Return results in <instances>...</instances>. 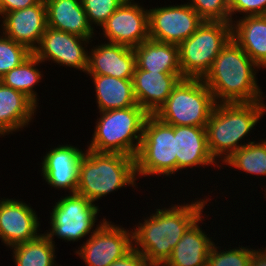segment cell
<instances>
[{"mask_svg":"<svg viewBox=\"0 0 266 266\" xmlns=\"http://www.w3.org/2000/svg\"><path fill=\"white\" fill-rule=\"evenodd\" d=\"M208 197L156 208L155 213L143 218L144 222L133 226V247L152 266H162L187 229L203 215L205 206L212 200Z\"/></svg>","mask_w":266,"mask_h":266,"instance_id":"6da1fadb","label":"cell"},{"mask_svg":"<svg viewBox=\"0 0 266 266\" xmlns=\"http://www.w3.org/2000/svg\"><path fill=\"white\" fill-rule=\"evenodd\" d=\"M258 70L260 67L231 39L202 80L216 103L264 101Z\"/></svg>","mask_w":266,"mask_h":266,"instance_id":"7a4b0ae2","label":"cell"},{"mask_svg":"<svg viewBox=\"0 0 266 266\" xmlns=\"http://www.w3.org/2000/svg\"><path fill=\"white\" fill-rule=\"evenodd\" d=\"M265 104L264 101L216 103L205 129L210 154L218 164L253 142L242 140L250 136L266 114Z\"/></svg>","mask_w":266,"mask_h":266,"instance_id":"3957f363","label":"cell"},{"mask_svg":"<svg viewBox=\"0 0 266 266\" xmlns=\"http://www.w3.org/2000/svg\"><path fill=\"white\" fill-rule=\"evenodd\" d=\"M136 180L134 157L86 149L79 165L76 194L97 204L103 196L123 187L138 188Z\"/></svg>","mask_w":266,"mask_h":266,"instance_id":"277c9868","label":"cell"},{"mask_svg":"<svg viewBox=\"0 0 266 266\" xmlns=\"http://www.w3.org/2000/svg\"><path fill=\"white\" fill-rule=\"evenodd\" d=\"M94 133L87 149L136 157L148 113L138 104L125 109L98 112Z\"/></svg>","mask_w":266,"mask_h":266,"instance_id":"5b68a950","label":"cell"},{"mask_svg":"<svg viewBox=\"0 0 266 266\" xmlns=\"http://www.w3.org/2000/svg\"><path fill=\"white\" fill-rule=\"evenodd\" d=\"M215 105L202 79L184 78L154 115L173 126L206 127Z\"/></svg>","mask_w":266,"mask_h":266,"instance_id":"8992f818","label":"cell"},{"mask_svg":"<svg viewBox=\"0 0 266 266\" xmlns=\"http://www.w3.org/2000/svg\"><path fill=\"white\" fill-rule=\"evenodd\" d=\"M136 177H169L177 173L174 126L149 114L143 127L138 154L135 157ZM160 175V176H159ZM163 175V176H162Z\"/></svg>","mask_w":266,"mask_h":266,"instance_id":"52a82bcc","label":"cell"},{"mask_svg":"<svg viewBox=\"0 0 266 266\" xmlns=\"http://www.w3.org/2000/svg\"><path fill=\"white\" fill-rule=\"evenodd\" d=\"M231 39V23L204 21L189 38L178 45L183 79H203Z\"/></svg>","mask_w":266,"mask_h":266,"instance_id":"ba28073f","label":"cell"},{"mask_svg":"<svg viewBox=\"0 0 266 266\" xmlns=\"http://www.w3.org/2000/svg\"><path fill=\"white\" fill-rule=\"evenodd\" d=\"M50 213L51 226L44 234L55 245L54 237L65 242H78L82 238L90 237L106 220H100L98 224V214L100 207L92 203L86 197L78 194H65L57 202L55 201ZM98 205V206H97ZM97 220V221H96ZM96 226V227H95Z\"/></svg>","mask_w":266,"mask_h":266,"instance_id":"9c48e42d","label":"cell"},{"mask_svg":"<svg viewBox=\"0 0 266 266\" xmlns=\"http://www.w3.org/2000/svg\"><path fill=\"white\" fill-rule=\"evenodd\" d=\"M132 248V229L106 220L74 253L86 266H108Z\"/></svg>","mask_w":266,"mask_h":266,"instance_id":"30bf717a","label":"cell"},{"mask_svg":"<svg viewBox=\"0 0 266 266\" xmlns=\"http://www.w3.org/2000/svg\"><path fill=\"white\" fill-rule=\"evenodd\" d=\"M149 39L179 45L204 22L188 4L160 5L148 9Z\"/></svg>","mask_w":266,"mask_h":266,"instance_id":"8fae6325","label":"cell"},{"mask_svg":"<svg viewBox=\"0 0 266 266\" xmlns=\"http://www.w3.org/2000/svg\"><path fill=\"white\" fill-rule=\"evenodd\" d=\"M92 41L93 39H86L47 27L33 54L43 64L45 61L46 63L51 61V63L59 64V66L70 67L86 74L88 67L87 48Z\"/></svg>","mask_w":266,"mask_h":266,"instance_id":"7c38bea8","label":"cell"},{"mask_svg":"<svg viewBox=\"0 0 266 266\" xmlns=\"http://www.w3.org/2000/svg\"><path fill=\"white\" fill-rule=\"evenodd\" d=\"M103 40L135 48L149 39V13L143 4L125 0L102 25Z\"/></svg>","mask_w":266,"mask_h":266,"instance_id":"4fadbf2b","label":"cell"},{"mask_svg":"<svg viewBox=\"0 0 266 266\" xmlns=\"http://www.w3.org/2000/svg\"><path fill=\"white\" fill-rule=\"evenodd\" d=\"M37 211L24 200L0 197V239L11 248L36 239L40 231Z\"/></svg>","mask_w":266,"mask_h":266,"instance_id":"5bb4252c","label":"cell"},{"mask_svg":"<svg viewBox=\"0 0 266 266\" xmlns=\"http://www.w3.org/2000/svg\"><path fill=\"white\" fill-rule=\"evenodd\" d=\"M48 149L41 158L40 171L42 179L49 186L75 194L78 185L79 165L85 153L81 148L71 144H57ZM43 159V160H42Z\"/></svg>","mask_w":266,"mask_h":266,"instance_id":"9a60e30c","label":"cell"},{"mask_svg":"<svg viewBox=\"0 0 266 266\" xmlns=\"http://www.w3.org/2000/svg\"><path fill=\"white\" fill-rule=\"evenodd\" d=\"M0 19V33L28 47L32 52L39 45L47 26L44 0L24 9L5 13Z\"/></svg>","mask_w":266,"mask_h":266,"instance_id":"2e32d148","label":"cell"},{"mask_svg":"<svg viewBox=\"0 0 266 266\" xmlns=\"http://www.w3.org/2000/svg\"><path fill=\"white\" fill-rule=\"evenodd\" d=\"M88 75H108L119 79H132L136 67L133 48L110 42L89 47Z\"/></svg>","mask_w":266,"mask_h":266,"instance_id":"e0dca14e","label":"cell"},{"mask_svg":"<svg viewBox=\"0 0 266 266\" xmlns=\"http://www.w3.org/2000/svg\"><path fill=\"white\" fill-rule=\"evenodd\" d=\"M182 79V73L148 72L135 67L132 82L137 104L148 114H155Z\"/></svg>","mask_w":266,"mask_h":266,"instance_id":"ac0fdd59","label":"cell"},{"mask_svg":"<svg viewBox=\"0 0 266 266\" xmlns=\"http://www.w3.org/2000/svg\"><path fill=\"white\" fill-rule=\"evenodd\" d=\"M177 173L212 165L223 169L210 154L205 127L174 126Z\"/></svg>","mask_w":266,"mask_h":266,"instance_id":"d6986e66","label":"cell"},{"mask_svg":"<svg viewBox=\"0 0 266 266\" xmlns=\"http://www.w3.org/2000/svg\"><path fill=\"white\" fill-rule=\"evenodd\" d=\"M39 107L24 93L0 81V137L30 126Z\"/></svg>","mask_w":266,"mask_h":266,"instance_id":"ffe728a7","label":"cell"},{"mask_svg":"<svg viewBox=\"0 0 266 266\" xmlns=\"http://www.w3.org/2000/svg\"><path fill=\"white\" fill-rule=\"evenodd\" d=\"M203 216L204 214L187 229L162 266H207V258L214 241L200 227L205 221Z\"/></svg>","mask_w":266,"mask_h":266,"instance_id":"44dd1931","label":"cell"},{"mask_svg":"<svg viewBox=\"0 0 266 266\" xmlns=\"http://www.w3.org/2000/svg\"><path fill=\"white\" fill-rule=\"evenodd\" d=\"M47 26L86 39H94L95 31L87 20L81 0H44Z\"/></svg>","mask_w":266,"mask_h":266,"instance_id":"7402d4cb","label":"cell"},{"mask_svg":"<svg viewBox=\"0 0 266 266\" xmlns=\"http://www.w3.org/2000/svg\"><path fill=\"white\" fill-rule=\"evenodd\" d=\"M231 25L232 39L260 68L266 69V15L240 16Z\"/></svg>","mask_w":266,"mask_h":266,"instance_id":"603a6c76","label":"cell"},{"mask_svg":"<svg viewBox=\"0 0 266 266\" xmlns=\"http://www.w3.org/2000/svg\"><path fill=\"white\" fill-rule=\"evenodd\" d=\"M136 67L148 72L181 73L179 47L148 39L133 48Z\"/></svg>","mask_w":266,"mask_h":266,"instance_id":"cb8c5ba5","label":"cell"},{"mask_svg":"<svg viewBox=\"0 0 266 266\" xmlns=\"http://www.w3.org/2000/svg\"><path fill=\"white\" fill-rule=\"evenodd\" d=\"M89 76L95 86L98 112L137 105L132 79H119L108 75Z\"/></svg>","mask_w":266,"mask_h":266,"instance_id":"d4e9b609","label":"cell"},{"mask_svg":"<svg viewBox=\"0 0 266 266\" xmlns=\"http://www.w3.org/2000/svg\"><path fill=\"white\" fill-rule=\"evenodd\" d=\"M56 248V245L41 233L36 239L20 243L10 249L16 266H58L55 260Z\"/></svg>","mask_w":266,"mask_h":266,"instance_id":"484cf974","label":"cell"},{"mask_svg":"<svg viewBox=\"0 0 266 266\" xmlns=\"http://www.w3.org/2000/svg\"><path fill=\"white\" fill-rule=\"evenodd\" d=\"M40 61L34 54L26 59L21 65L13 68L0 78L7 87L18 90L30 98L37 106L39 105L38 92L34 90L38 83L44 79L43 71H40ZM38 97V98H37Z\"/></svg>","mask_w":266,"mask_h":266,"instance_id":"4316f807","label":"cell"},{"mask_svg":"<svg viewBox=\"0 0 266 266\" xmlns=\"http://www.w3.org/2000/svg\"><path fill=\"white\" fill-rule=\"evenodd\" d=\"M229 168H235L245 174L266 176V138L246 144L235 151L225 162ZM266 189L264 196L266 197Z\"/></svg>","mask_w":266,"mask_h":266,"instance_id":"83f0119b","label":"cell"},{"mask_svg":"<svg viewBox=\"0 0 266 266\" xmlns=\"http://www.w3.org/2000/svg\"><path fill=\"white\" fill-rule=\"evenodd\" d=\"M218 242L212 245L208 258L207 266H251V259L254 251L256 250L249 248L250 246L229 247L226 250L221 246H217ZM232 248V249H230ZM225 250V251H224Z\"/></svg>","mask_w":266,"mask_h":266,"instance_id":"f1b7e54d","label":"cell"},{"mask_svg":"<svg viewBox=\"0 0 266 266\" xmlns=\"http://www.w3.org/2000/svg\"><path fill=\"white\" fill-rule=\"evenodd\" d=\"M33 52L25 45L0 35V78L21 65Z\"/></svg>","mask_w":266,"mask_h":266,"instance_id":"f546056e","label":"cell"},{"mask_svg":"<svg viewBox=\"0 0 266 266\" xmlns=\"http://www.w3.org/2000/svg\"><path fill=\"white\" fill-rule=\"evenodd\" d=\"M187 1L204 21L231 23L229 0Z\"/></svg>","mask_w":266,"mask_h":266,"instance_id":"4dcf8cb0","label":"cell"},{"mask_svg":"<svg viewBox=\"0 0 266 266\" xmlns=\"http://www.w3.org/2000/svg\"><path fill=\"white\" fill-rule=\"evenodd\" d=\"M125 0H81L88 23L100 28Z\"/></svg>","mask_w":266,"mask_h":266,"instance_id":"1f68e13d","label":"cell"},{"mask_svg":"<svg viewBox=\"0 0 266 266\" xmlns=\"http://www.w3.org/2000/svg\"><path fill=\"white\" fill-rule=\"evenodd\" d=\"M231 23L236 13L244 16L266 15V0H229Z\"/></svg>","mask_w":266,"mask_h":266,"instance_id":"d6a6232c","label":"cell"},{"mask_svg":"<svg viewBox=\"0 0 266 266\" xmlns=\"http://www.w3.org/2000/svg\"><path fill=\"white\" fill-rule=\"evenodd\" d=\"M108 266H152L143 254L134 247L122 258L117 259Z\"/></svg>","mask_w":266,"mask_h":266,"instance_id":"836d02e7","label":"cell"},{"mask_svg":"<svg viewBox=\"0 0 266 266\" xmlns=\"http://www.w3.org/2000/svg\"><path fill=\"white\" fill-rule=\"evenodd\" d=\"M40 0H0V18L8 12H12L37 4Z\"/></svg>","mask_w":266,"mask_h":266,"instance_id":"e575fe53","label":"cell"},{"mask_svg":"<svg viewBox=\"0 0 266 266\" xmlns=\"http://www.w3.org/2000/svg\"><path fill=\"white\" fill-rule=\"evenodd\" d=\"M251 266H266V246L265 248L261 249L260 247V249L258 248L254 251Z\"/></svg>","mask_w":266,"mask_h":266,"instance_id":"d590c367","label":"cell"}]
</instances>
